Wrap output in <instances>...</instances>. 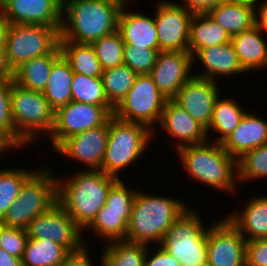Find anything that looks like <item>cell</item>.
<instances>
[{"label":"cell","instance_id":"2e32d148","mask_svg":"<svg viewBox=\"0 0 267 266\" xmlns=\"http://www.w3.org/2000/svg\"><path fill=\"white\" fill-rule=\"evenodd\" d=\"M0 12L9 24H40L61 29L62 0H2Z\"/></svg>","mask_w":267,"mask_h":266},{"label":"cell","instance_id":"816d5d0a","mask_svg":"<svg viewBox=\"0 0 267 266\" xmlns=\"http://www.w3.org/2000/svg\"><path fill=\"white\" fill-rule=\"evenodd\" d=\"M237 1L242 2V3L251 4L253 6H256V4H258L257 2H260V0H237Z\"/></svg>","mask_w":267,"mask_h":266},{"label":"cell","instance_id":"836d02e7","mask_svg":"<svg viewBox=\"0 0 267 266\" xmlns=\"http://www.w3.org/2000/svg\"><path fill=\"white\" fill-rule=\"evenodd\" d=\"M138 75L127 65L103 70L102 81L108 102L115 108L135 83Z\"/></svg>","mask_w":267,"mask_h":266},{"label":"cell","instance_id":"4dcf8cb0","mask_svg":"<svg viewBox=\"0 0 267 266\" xmlns=\"http://www.w3.org/2000/svg\"><path fill=\"white\" fill-rule=\"evenodd\" d=\"M245 113L241 105L233 99L218 97L215 101L212 121L206 129L207 136L211 135V129H215L219 135L213 142L221 143L238 127Z\"/></svg>","mask_w":267,"mask_h":266},{"label":"cell","instance_id":"e575fe53","mask_svg":"<svg viewBox=\"0 0 267 266\" xmlns=\"http://www.w3.org/2000/svg\"><path fill=\"white\" fill-rule=\"evenodd\" d=\"M71 91L72 101L99 106H112L105 95L102 78L74 73Z\"/></svg>","mask_w":267,"mask_h":266},{"label":"cell","instance_id":"30bf717a","mask_svg":"<svg viewBox=\"0 0 267 266\" xmlns=\"http://www.w3.org/2000/svg\"><path fill=\"white\" fill-rule=\"evenodd\" d=\"M60 32L40 24H9L6 35L7 60L14 71L32 58L50 54L58 45Z\"/></svg>","mask_w":267,"mask_h":266},{"label":"cell","instance_id":"44dd1931","mask_svg":"<svg viewBox=\"0 0 267 266\" xmlns=\"http://www.w3.org/2000/svg\"><path fill=\"white\" fill-rule=\"evenodd\" d=\"M192 56L193 64L195 63V58L197 57L199 58V61H201L203 67H205L204 72L193 74L196 77L210 79L217 82L218 79L216 78H218V75L229 76L236 74L237 76L238 74L246 73L239 62L238 56L231 42L198 49Z\"/></svg>","mask_w":267,"mask_h":266},{"label":"cell","instance_id":"b9f144b4","mask_svg":"<svg viewBox=\"0 0 267 266\" xmlns=\"http://www.w3.org/2000/svg\"><path fill=\"white\" fill-rule=\"evenodd\" d=\"M28 239L26 229L3 226L0 233V249L21 259Z\"/></svg>","mask_w":267,"mask_h":266},{"label":"cell","instance_id":"ba28073f","mask_svg":"<svg viewBox=\"0 0 267 266\" xmlns=\"http://www.w3.org/2000/svg\"><path fill=\"white\" fill-rule=\"evenodd\" d=\"M189 208L167 230L160 246L181 265L196 266L207 262V232L202 218Z\"/></svg>","mask_w":267,"mask_h":266},{"label":"cell","instance_id":"bcb514c9","mask_svg":"<svg viewBox=\"0 0 267 266\" xmlns=\"http://www.w3.org/2000/svg\"><path fill=\"white\" fill-rule=\"evenodd\" d=\"M86 246L77 252L70 253L60 266H92L91 257L88 254L89 250ZM101 266H104L102 257Z\"/></svg>","mask_w":267,"mask_h":266},{"label":"cell","instance_id":"681fc988","mask_svg":"<svg viewBox=\"0 0 267 266\" xmlns=\"http://www.w3.org/2000/svg\"><path fill=\"white\" fill-rule=\"evenodd\" d=\"M0 266H23L20 258L10 255L3 249H0Z\"/></svg>","mask_w":267,"mask_h":266},{"label":"cell","instance_id":"603a6c76","mask_svg":"<svg viewBox=\"0 0 267 266\" xmlns=\"http://www.w3.org/2000/svg\"><path fill=\"white\" fill-rule=\"evenodd\" d=\"M226 218L246 241L267 238V196L259 195L249 199L241 211L234 210Z\"/></svg>","mask_w":267,"mask_h":266},{"label":"cell","instance_id":"4316f807","mask_svg":"<svg viewBox=\"0 0 267 266\" xmlns=\"http://www.w3.org/2000/svg\"><path fill=\"white\" fill-rule=\"evenodd\" d=\"M231 42L226 30L208 14H193L190 22L188 52L193 55L198 49Z\"/></svg>","mask_w":267,"mask_h":266},{"label":"cell","instance_id":"6da1fadb","mask_svg":"<svg viewBox=\"0 0 267 266\" xmlns=\"http://www.w3.org/2000/svg\"><path fill=\"white\" fill-rule=\"evenodd\" d=\"M125 3L128 0H62L59 41L92 44L117 31Z\"/></svg>","mask_w":267,"mask_h":266},{"label":"cell","instance_id":"ffe728a7","mask_svg":"<svg viewBox=\"0 0 267 266\" xmlns=\"http://www.w3.org/2000/svg\"><path fill=\"white\" fill-rule=\"evenodd\" d=\"M267 143V121L246 112L238 127L222 142V148L236 160L246 151Z\"/></svg>","mask_w":267,"mask_h":266},{"label":"cell","instance_id":"db71d44e","mask_svg":"<svg viewBox=\"0 0 267 266\" xmlns=\"http://www.w3.org/2000/svg\"><path fill=\"white\" fill-rule=\"evenodd\" d=\"M181 266H188V265H181ZM196 266H208V265L207 264H204V265H196Z\"/></svg>","mask_w":267,"mask_h":266},{"label":"cell","instance_id":"d6a6232c","mask_svg":"<svg viewBox=\"0 0 267 266\" xmlns=\"http://www.w3.org/2000/svg\"><path fill=\"white\" fill-rule=\"evenodd\" d=\"M131 213L105 211V205L98 211L93 221L84 229L93 230L94 234L107 242L125 240Z\"/></svg>","mask_w":267,"mask_h":266},{"label":"cell","instance_id":"f907efd6","mask_svg":"<svg viewBox=\"0 0 267 266\" xmlns=\"http://www.w3.org/2000/svg\"><path fill=\"white\" fill-rule=\"evenodd\" d=\"M9 23L5 20L0 12V48H5L6 46V35L8 32Z\"/></svg>","mask_w":267,"mask_h":266},{"label":"cell","instance_id":"f6af8a7d","mask_svg":"<svg viewBox=\"0 0 267 266\" xmlns=\"http://www.w3.org/2000/svg\"><path fill=\"white\" fill-rule=\"evenodd\" d=\"M221 2V0H182L180 5L192 14H207Z\"/></svg>","mask_w":267,"mask_h":266},{"label":"cell","instance_id":"1f68e13d","mask_svg":"<svg viewBox=\"0 0 267 266\" xmlns=\"http://www.w3.org/2000/svg\"><path fill=\"white\" fill-rule=\"evenodd\" d=\"M103 249L104 266H144L147 245L116 240L108 242Z\"/></svg>","mask_w":267,"mask_h":266},{"label":"cell","instance_id":"d4e9b609","mask_svg":"<svg viewBox=\"0 0 267 266\" xmlns=\"http://www.w3.org/2000/svg\"><path fill=\"white\" fill-rule=\"evenodd\" d=\"M207 14L230 36L255 25V6L239 1H222Z\"/></svg>","mask_w":267,"mask_h":266},{"label":"cell","instance_id":"7a4b0ae2","mask_svg":"<svg viewBox=\"0 0 267 266\" xmlns=\"http://www.w3.org/2000/svg\"><path fill=\"white\" fill-rule=\"evenodd\" d=\"M72 175L65 180L57 177V200L84 231L105 205L108 191L118 178L88 169Z\"/></svg>","mask_w":267,"mask_h":266},{"label":"cell","instance_id":"7c38bea8","mask_svg":"<svg viewBox=\"0 0 267 266\" xmlns=\"http://www.w3.org/2000/svg\"><path fill=\"white\" fill-rule=\"evenodd\" d=\"M26 231L29 238L52 240L70 253L77 252L86 245L83 230L58 202L35 217Z\"/></svg>","mask_w":267,"mask_h":266},{"label":"cell","instance_id":"7bdbcfd3","mask_svg":"<svg viewBox=\"0 0 267 266\" xmlns=\"http://www.w3.org/2000/svg\"><path fill=\"white\" fill-rule=\"evenodd\" d=\"M246 266H267V238L247 241Z\"/></svg>","mask_w":267,"mask_h":266},{"label":"cell","instance_id":"7402d4cb","mask_svg":"<svg viewBox=\"0 0 267 266\" xmlns=\"http://www.w3.org/2000/svg\"><path fill=\"white\" fill-rule=\"evenodd\" d=\"M125 3L118 18V31L125 45L146 49H159L157 28L153 18L133 11H127Z\"/></svg>","mask_w":267,"mask_h":266},{"label":"cell","instance_id":"f5cc1de1","mask_svg":"<svg viewBox=\"0 0 267 266\" xmlns=\"http://www.w3.org/2000/svg\"><path fill=\"white\" fill-rule=\"evenodd\" d=\"M3 226H4V224H3L2 220L0 219V233H1Z\"/></svg>","mask_w":267,"mask_h":266},{"label":"cell","instance_id":"9a60e30c","mask_svg":"<svg viewBox=\"0 0 267 266\" xmlns=\"http://www.w3.org/2000/svg\"><path fill=\"white\" fill-rule=\"evenodd\" d=\"M192 66L193 56L189 52L160 51L149 75L166 100H172L193 76Z\"/></svg>","mask_w":267,"mask_h":266},{"label":"cell","instance_id":"277c9868","mask_svg":"<svg viewBox=\"0 0 267 266\" xmlns=\"http://www.w3.org/2000/svg\"><path fill=\"white\" fill-rule=\"evenodd\" d=\"M206 141L187 145L177 150V156L187 175L196 182L228 192L237 190V160L230 156L221 143Z\"/></svg>","mask_w":267,"mask_h":266},{"label":"cell","instance_id":"60d3db41","mask_svg":"<svg viewBox=\"0 0 267 266\" xmlns=\"http://www.w3.org/2000/svg\"><path fill=\"white\" fill-rule=\"evenodd\" d=\"M118 179L109 189L105 202V211L131 213L137 189L128 188Z\"/></svg>","mask_w":267,"mask_h":266},{"label":"cell","instance_id":"52a82bcc","mask_svg":"<svg viewBox=\"0 0 267 266\" xmlns=\"http://www.w3.org/2000/svg\"><path fill=\"white\" fill-rule=\"evenodd\" d=\"M37 169L24 182L17 199L1 219L4 226L26 229L35 217L58 202L57 177L47 167Z\"/></svg>","mask_w":267,"mask_h":266},{"label":"cell","instance_id":"83f0119b","mask_svg":"<svg viewBox=\"0 0 267 266\" xmlns=\"http://www.w3.org/2000/svg\"><path fill=\"white\" fill-rule=\"evenodd\" d=\"M73 76L72 68L61 55L53 63L49 79L42 92L54 111L72 101Z\"/></svg>","mask_w":267,"mask_h":266},{"label":"cell","instance_id":"f35d334b","mask_svg":"<svg viewBox=\"0 0 267 266\" xmlns=\"http://www.w3.org/2000/svg\"><path fill=\"white\" fill-rule=\"evenodd\" d=\"M103 70L114 68L123 64L124 41L117 30L91 44Z\"/></svg>","mask_w":267,"mask_h":266},{"label":"cell","instance_id":"4fadbf2b","mask_svg":"<svg viewBox=\"0 0 267 266\" xmlns=\"http://www.w3.org/2000/svg\"><path fill=\"white\" fill-rule=\"evenodd\" d=\"M207 228L208 266H246L247 241L227 218Z\"/></svg>","mask_w":267,"mask_h":266},{"label":"cell","instance_id":"5b68a950","mask_svg":"<svg viewBox=\"0 0 267 266\" xmlns=\"http://www.w3.org/2000/svg\"><path fill=\"white\" fill-rule=\"evenodd\" d=\"M54 114L42 92L25 89L12 80L11 116L15 127V149L39 140L38 132L50 135Z\"/></svg>","mask_w":267,"mask_h":266},{"label":"cell","instance_id":"9c48e42d","mask_svg":"<svg viewBox=\"0 0 267 266\" xmlns=\"http://www.w3.org/2000/svg\"><path fill=\"white\" fill-rule=\"evenodd\" d=\"M166 98L160 93L149 74L138 75L125 97L114 108L120 120L139 123L154 130L159 124Z\"/></svg>","mask_w":267,"mask_h":266},{"label":"cell","instance_id":"3957f363","mask_svg":"<svg viewBox=\"0 0 267 266\" xmlns=\"http://www.w3.org/2000/svg\"><path fill=\"white\" fill-rule=\"evenodd\" d=\"M182 200L137 190L125 240L151 246L161 244L170 226L188 209Z\"/></svg>","mask_w":267,"mask_h":266},{"label":"cell","instance_id":"d6986e66","mask_svg":"<svg viewBox=\"0 0 267 266\" xmlns=\"http://www.w3.org/2000/svg\"><path fill=\"white\" fill-rule=\"evenodd\" d=\"M158 126L177 139L176 150L187 145L204 143L209 138L206 128L192 118L173 99L166 100ZM178 141L180 142L178 143Z\"/></svg>","mask_w":267,"mask_h":266},{"label":"cell","instance_id":"484cf974","mask_svg":"<svg viewBox=\"0 0 267 266\" xmlns=\"http://www.w3.org/2000/svg\"><path fill=\"white\" fill-rule=\"evenodd\" d=\"M61 56L59 45L48 55L35 57L14 70L13 81L19 86L43 92L53 63Z\"/></svg>","mask_w":267,"mask_h":266},{"label":"cell","instance_id":"74e56055","mask_svg":"<svg viewBox=\"0 0 267 266\" xmlns=\"http://www.w3.org/2000/svg\"><path fill=\"white\" fill-rule=\"evenodd\" d=\"M12 80L0 81V152L15 150V127L11 116Z\"/></svg>","mask_w":267,"mask_h":266},{"label":"cell","instance_id":"ac0fdd59","mask_svg":"<svg viewBox=\"0 0 267 266\" xmlns=\"http://www.w3.org/2000/svg\"><path fill=\"white\" fill-rule=\"evenodd\" d=\"M108 134L109 120L102 126L65 139L55 151L66 158L85 163L91 170H100L105 156Z\"/></svg>","mask_w":267,"mask_h":266},{"label":"cell","instance_id":"8992f818","mask_svg":"<svg viewBox=\"0 0 267 266\" xmlns=\"http://www.w3.org/2000/svg\"><path fill=\"white\" fill-rule=\"evenodd\" d=\"M153 134L145 125L123 121L112 115L109 118L107 146L100 170L120 179L119 172L135 164L152 141Z\"/></svg>","mask_w":267,"mask_h":266},{"label":"cell","instance_id":"8fae6325","mask_svg":"<svg viewBox=\"0 0 267 266\" xmlns=\"http://www.w3.org/2000/svg\"><path fill=\"white\" fill-rule=\"evenodd\" d=\"M113 106H99L70 101L54 114V126L50 133L55 150L65 139L91 128L104 125L113 115Z\"/></svg>","mask_w":267,"mask_h":266},{"label":"cell","instance_id":"ab89813d","mask_svg":"<svg viewBox=\"0 0 267 266\" xmlns=\"http://www.w3.org/2000/svg\"><path fill=\"white\" fill-rule=\"evenodd\" d=\"M159 49H146L124 45L123 64L137 75L149 74L157 60Z\"/></svg>","mask_w":267,"mask_h":266},{"label":"cell","instance_id":"f1b7e54d","mask_svg":"<svg viewBox=\"0 0 267 266\" xmlns=\"http://www.w3.org/2000/svg\"><path fill=\"white\" fill-rule=\"evenodd\" d=\"M61 55L69 63L74 73L101 78L103 69L91 44L59 41Z\"/></svg>","mask_w":267,"mask_h":266},{"label":"cell","instance_id":"f546056e","mask_svg":"<svg viewBox=\"0 0 267 266\" xmlns=\"http://www.w3.org/2000/svg\"><path fill=\"white\" fill-rule=\"evenodd\" d=\"M69 254L52 240L29 238L21 261L23 266H60Z\"/></svg>","mask_w":267,"mask_h":266},{"label":"cell","instance_id":"8d00e7d4","mask_svg":"<svg viewBox=\"0 0 267 266\" xmlns=\"http://www.w3.org/2000/svg\"><path fill=\"white\" fill-rule=\"evenodd\" d=\"M267 178V143L246 151L237 159V180L246 182L252 179Z\"/></svg>","mask_w":267,"mask_h":266},{"label":"cell","instance_id":"c3c4849f","mask_svg":"<svg viewBox=\"0 0 267 266\" xmlns=\"http://www.w3.org/2000/svg\"><path fill=\"white\" fill-rule=\"evenodd\" d=\"M13 77L14 71L8 63L6 48H0V81L13 80Z\"/></svg>","mask_w":267,"mask_h":266},{"label":"cell","instance_id":"11a10c76","mask_svg":"<svg viewBox=\"0 0 267 266\" xmlns=\"http://www.w3.org/2000/svg\"><path fill=\"white\" fill-rule=\"evenodd\" d=\"M221 1H237V0H221Z\"/></svg>","mask_w":267,"mask_h":266},{"label":"cell","instance_id":"ee69618b","mask_svg":"<svg viewBox=\"0 0 267 266\" xmlns=\"http://www.w3.org/2000/svg\"><path fill=\"white\" fill-rule=\"evenodd\" d=\"M148 251L149 246H147L144 266H181L180 261L176 257L171 256L160 245L157 252H154L153 255H151V253Z\"/></svg>","mask_w":267,"mask_h":266},{"label":"cell","instance_id":"5bb4252c","mask_svg":"<svg viewBox=\"0 0 267 266\" xmlns=\"http://www.w3.org/2000/svg\"><path fill=\"white\" fill-rule=\"evenodd\" d=\"M192 13L179 3L161 0L156 6L154 19L160 51L188 52Z\"/></svg>","mask_w":267,"mask_h":266},{"label":"cell","instance_id":"7dc6e473","mask_svg":"<svg viewBox=\"0 0 267 266\" xmlns=\"http://www.w3.org/2000/svg\"><path fill=\"white\" fill-rule=\"evenodd\" d=\"M255 6V25L263 32L267 33V1ZM259 6V7H258ZM259 8V9H258ZM267 35V34H266Z\"/></svg>","mask_w":267,"mask_h":266},{"label":"cell","instance_id":"cb8c5ba5","mask_svg":"<svg viewBox=\"0 0 267 266\" xmlns=\"http://www.w3.org/2000/svg\"><path fill=\"white\" fill-rule=\"evenodd\" d=\"M263 33L254 25L246 31L231 36V43L246 72L260 68L267 69V43L263 39Z\"/></svg>","mask_w":267,"mask_h":266},{"label":"cell","instance_id":"e0dca14e","mask_svg":"<svg viewBox=\"0 0 267 266\" xmlns=\"http://www.w3.org/2000/svg\"><path fill=\"white\" fill-rule=\"evenodd\" d=\"M217 84L193 75L173 100L207 129L212 121L215 101L220 96Z\"/></svg>","mask_w":267,"mask_h":266},{"label":"cell","instance_id":"d590c367","mask_svg":"<svg viewBox=\"0 0 267 266\" xmlns=\"http://www.w3.org/2000/svg\"><path fill=\"white\" fill-rule=\"evenodd\" d=\"M36 171L32 169L0 170V219L4 217L9 207L17 199L24 182Z\"/></svg>","mask_w":267,"mask_h":266}]
</instances>
